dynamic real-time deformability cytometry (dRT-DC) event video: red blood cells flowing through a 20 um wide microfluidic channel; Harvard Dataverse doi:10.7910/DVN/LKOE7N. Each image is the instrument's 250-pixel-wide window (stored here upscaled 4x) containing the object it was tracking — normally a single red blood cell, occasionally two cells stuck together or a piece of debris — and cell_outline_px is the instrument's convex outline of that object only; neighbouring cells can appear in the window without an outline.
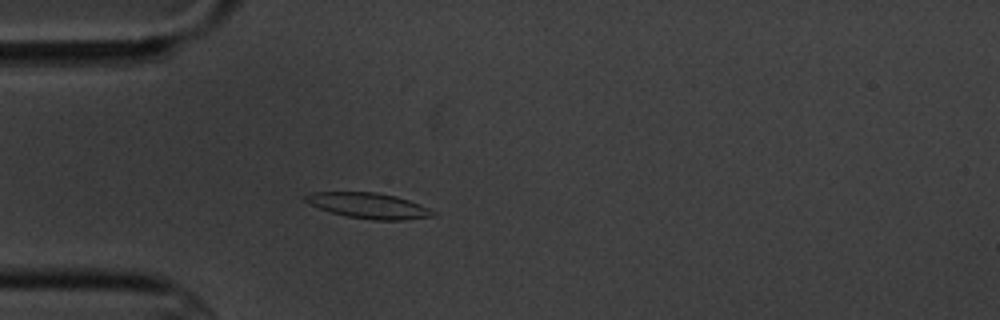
{"species": "common noctule bat (a hibernating species)", "species_latin": "Nyctalus noctula", "temperature_condition": "cold", "stored_images_in_passage": 3, "camera_frame_rate_fps": 3000, "um_per_image_px": 0.085, "animal": {"sex": "male", "body_mass_g": 20.1, "forearm_length_mm": 53.5}, "frame": {"image": 1, "passage_image": 3, "time_ms": 2.333, "image_size_px": [1000, 320], "cell_outline_px": [[440, 212], [436, 216], [404, 220], [372, 220], [344, 216], [320, 208], [304, 200], [304, 196], [312, 192], [376, 192], [396, 196], [420, 204]], "centroid_in_image_um": [31.42, 17.49], "position_along_channel_um": 53.6, "area_um2": 19.13}}